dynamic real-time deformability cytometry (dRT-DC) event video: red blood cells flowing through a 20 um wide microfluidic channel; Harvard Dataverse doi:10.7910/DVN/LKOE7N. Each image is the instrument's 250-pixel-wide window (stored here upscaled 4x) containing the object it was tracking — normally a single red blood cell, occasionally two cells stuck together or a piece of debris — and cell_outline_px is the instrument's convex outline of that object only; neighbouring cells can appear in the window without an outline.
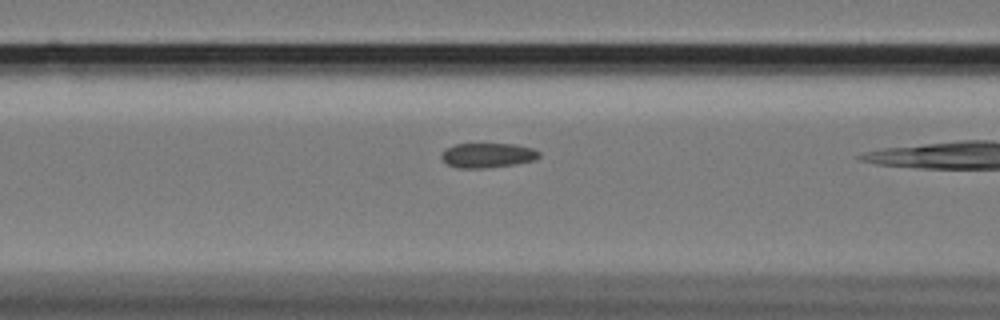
{"species": "Egyptian fruit bat (a non-hibernating species)", "species_latin": "Rousettus aegyptiacus", "temperature_condition": "cold", "stored_images_in_passage": 27, "camera_frame_rate_fps": 3000, "um_per_image_px": 0.085, "animal": {"sex": "female"}, "frame": {"image": 1, "passage_image": 4, "time_ms": 1.0, "image_size_px": [1000, 320], "cell_outline_px": [[540, 156], [536, 160], [516, 164], [488, 168], [456, 168], [448, 164], [440, 156], [444, 148], [456, 144], [516, 144], [532, 148], [540, 152]], "centroid_in_image_um": [41.45, 13.2], "position_along_channel_um": 125.1, "area_um2": 14.22}}
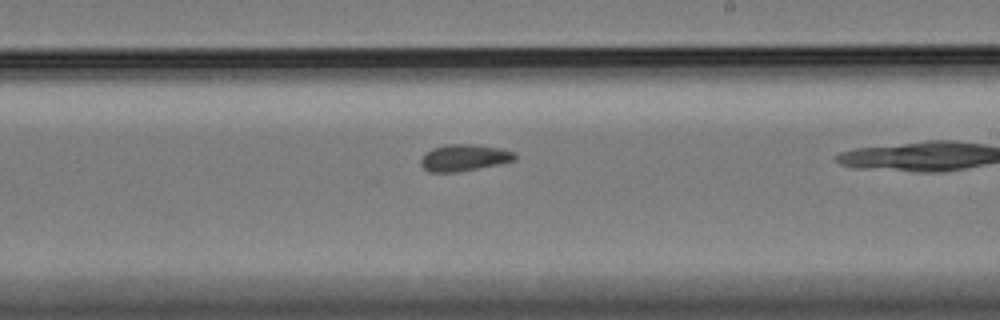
{"frame": {"image": 2, "passage_image": 15, "time_ms": 4.667, "image_size_px": [1000, 320], "cell_outline_px": [[516, 160], [500, 164], [456, 172], [428, 172], [420, 164], [420, 160], [432, 148], [444, 144], [472, 144], [500, 148], [516, 152]], "centroid_in_image_um": [39.47, 13.4], "position_along_channel_um": 249.5, "area_um2": 14.62}}
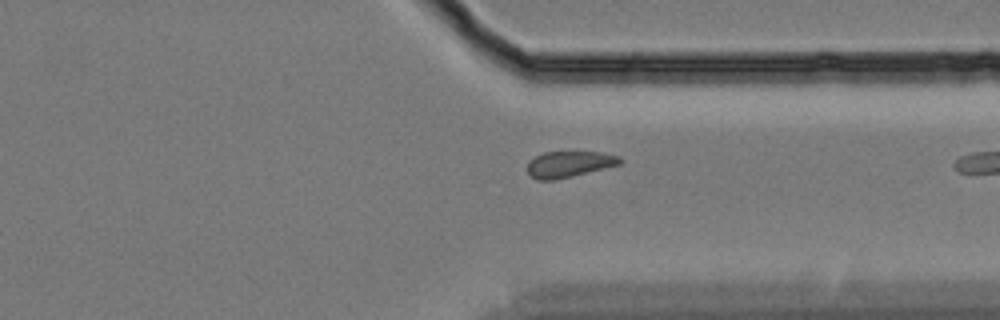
{"frame": {"image": 3, "passage_image": 25, "time_ms": 8.0, "image_size_px": [1000, 320], "cell_outline_px": [[624, 160], [620, 164], [556, 180], [536, 180], [528, 172], [528, 160], [544, 152], [600, 152], [620, 156]], "centroid_in_image_um": [48.38, 13.95], "position_along_channel_um": 363.0, "area_um2": 14.05}}